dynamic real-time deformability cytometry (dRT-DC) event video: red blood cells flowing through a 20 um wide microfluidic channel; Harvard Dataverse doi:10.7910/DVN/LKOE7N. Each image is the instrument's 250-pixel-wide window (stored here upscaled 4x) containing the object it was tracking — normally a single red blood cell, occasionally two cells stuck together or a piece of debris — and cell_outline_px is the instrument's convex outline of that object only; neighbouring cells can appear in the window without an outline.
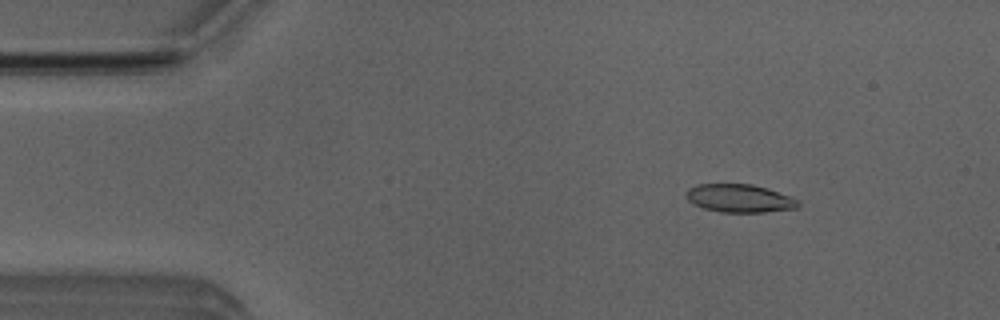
{"species": "Egyptian fruit bat (a non-hibernating species)", "species_latin": "Rousettus aegyptiacus", "temperature_condition": "room temperature", "stored_images_in_passage": 51, "camera_frame_rate_fps": 3000, "um_per_image_px": 0.085, "animal": {"sex": "male"}, "frame": {"image": 1, "passage_image": 7, "time_ms": 2.0, "image_size_px": [1000, 320], "cell_outline_px": [[800, 204], [796, 208], [764, 212], [720, 212], [704, 208], [688, 200], [688, 188], [696, 184], [752, 184], [768, 188], [788, 196], [796, 200]], "centroid_in_image_um": [62.86, 16.85], "position_along_channel_um": 22.1, "area_um2": 18.03}}
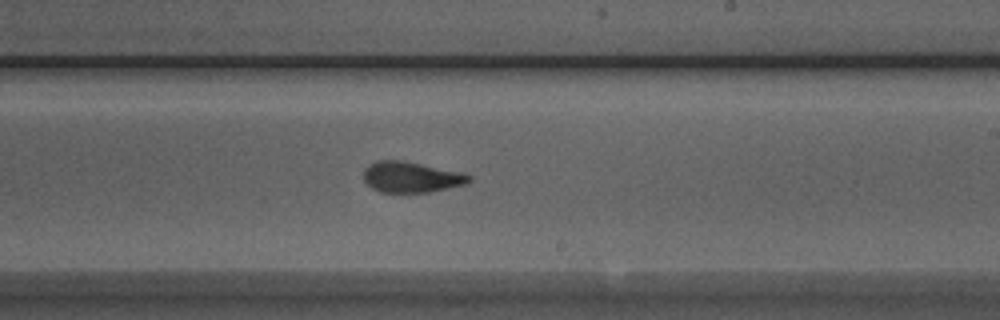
{"frame": {"image": 2, "passage_image": 30, "time_ms": 9.667, "image_size_px": [1000, 320], "cell_outline_px": [[472, 180], [464, 184], [448, 188], [428, 192], [380, 192], [372, 188], [364, 180], [364, 168], [368, 164], [376, 160], [400, 160], [464, 172], [472, 176]], "centroid_in_image_um": [34.95, 15.04], "position_along_channel_um": 254.0, "area_um2": 18.96}}
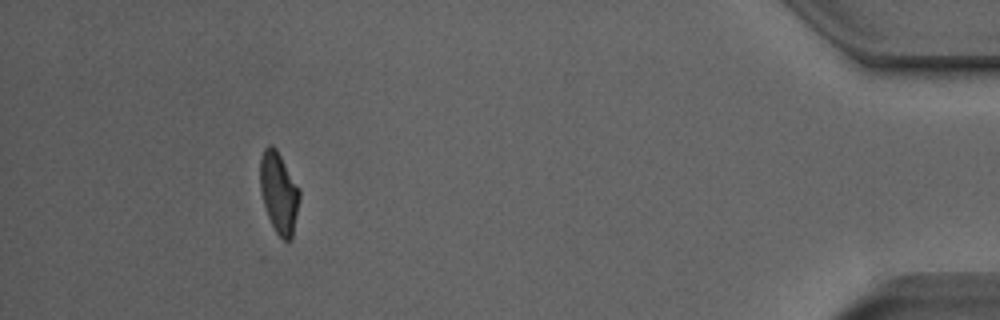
{"frame": {"image": 3, "passage_image": 47, "time_ms": 15.333, "image_size_px": [1000, 320], "cell_outline_px": [[300, 200], [292, 240], [288, 244], [276, 232], [268, 216], [264, 204], [260, 188], [260, 156], [264, 148], [268, 144], [272, 144], [276, 148], [300, 188]], "centroid_in_image_um": [23.72, 16.37], "position_along_channel_um": 411.5, "area_um2": 18.9}, "authors_computed_cell_mechanics": {"area_um2": 18.9584, "velocity_mm_per_s": 3.9531, "shape_relaxation_time_tau1_ms": 5.222, "shape_relaxation_time_tau2_ms": 1.2334, "deformation_change_tau1": 0.2044, "deformation_change_tau2": 0.0869}}